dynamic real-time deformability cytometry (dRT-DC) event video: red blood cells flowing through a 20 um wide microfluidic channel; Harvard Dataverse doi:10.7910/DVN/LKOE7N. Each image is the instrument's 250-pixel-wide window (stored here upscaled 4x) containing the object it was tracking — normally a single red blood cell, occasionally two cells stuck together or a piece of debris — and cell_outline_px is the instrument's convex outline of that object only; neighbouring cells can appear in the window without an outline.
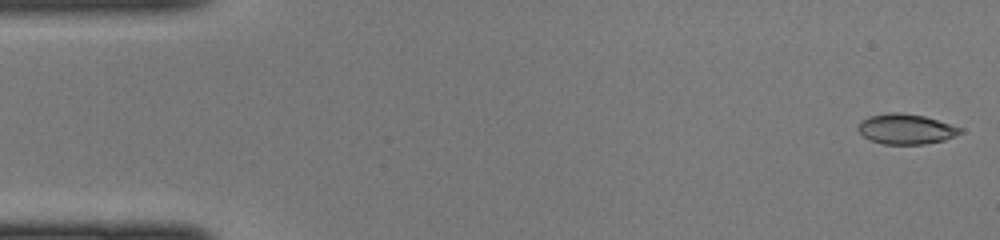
{"species": "common noctule bat (a hibernating species)", "species_latin": "Nyctalus noctula", "temperature_condition": "cold", "stored_images_in_passage": 44, "camera_frame_rate_fps": 3000, "um_per_image_px": 0.085, "animal": {"sex": "female", "body_mass_g": 22.0, "forearm_length_mm": 56.7}, "frame": {"image": 1, "passage_image": 1, "time_ms": 0.0, "image_size_px": [1000, 240], "cell_outline_px": [[964, 132], [956, 136], [944, 140], [924, 144], [884, 144], [868, 140], [856, 128], [860, 120], [868, 116], [892, 112], [900, 112], [924, 116], [960, 128]], "centroid_in_image_um": [76.96, 10.97], "position_along_channel_um": 8.0, "area_um2": 17.98}}
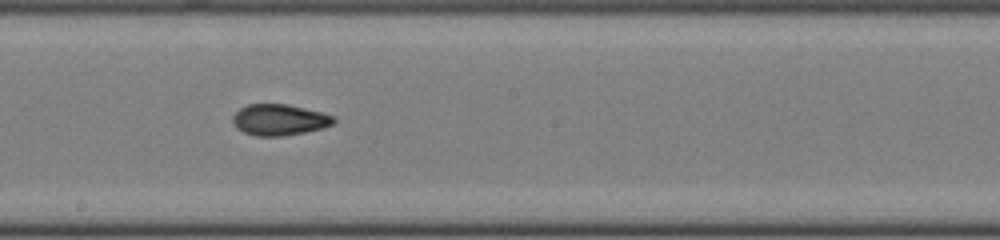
{"frame": {"image": 2, "passage_image": 24, "time_ms": 7.667, "image_size_px": [1000, 240], "cell_outline_px": [[336, 120], [332, 124], [324, 128], [284, 136], [256, 136], [244, 132], [236, 128], [232, 124], [232, 116], [240, 108], [248, 104], [288, 104], [336, 116]], "centroid_in_image_um": [23.73, 10.18], "position_along_channel_um": 224.5, "area_um2": 18.44}}
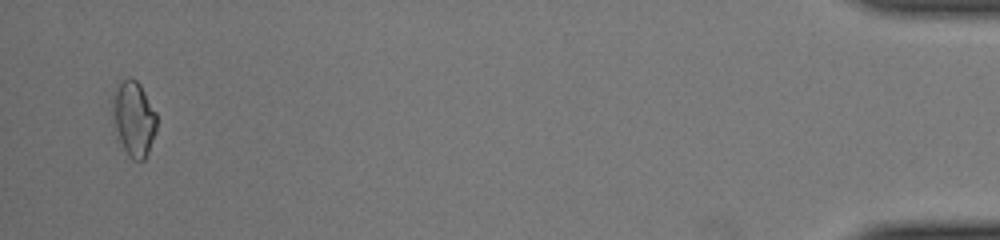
{"frame": {"image": 3, "passage_image": 43, "time_ms": 14.0, "image_size_px": [1000, 240], "cell_outline_px": [[156, 128], [148, 152], [144, 160], [132, 160], [116, 140], [112, 124], [112, 92], [120, 80], [128, 76], [132, 76], [140, 84], [156, 112]], "centroid_in_image_um": [11.3, 10.06], "position_along_channel_um": 423.9, "area_um2": 20.0}}